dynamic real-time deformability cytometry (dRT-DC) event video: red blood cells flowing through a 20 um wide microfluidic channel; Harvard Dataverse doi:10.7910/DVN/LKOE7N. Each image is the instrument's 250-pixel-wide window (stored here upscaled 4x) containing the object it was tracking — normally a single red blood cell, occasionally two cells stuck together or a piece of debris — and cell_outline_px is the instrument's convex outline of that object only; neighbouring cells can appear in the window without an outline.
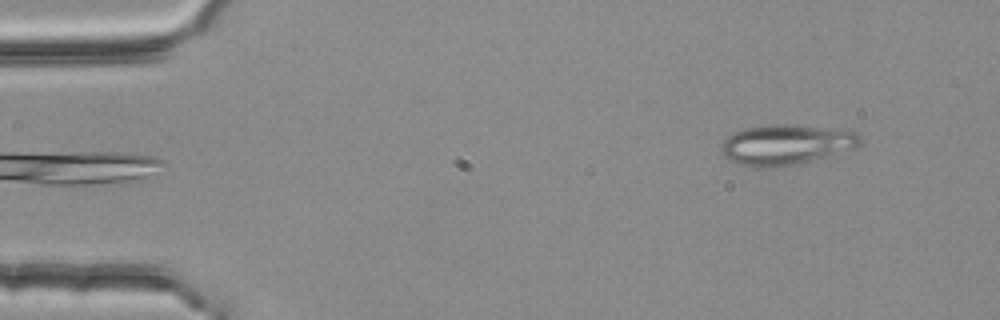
{"species": "common noctule bat (a hibernating species)", "species_latin": "Nyctalus noctula", "temperature_condition": "room temperature", "stored_images_in_passage": 4, "segment_of_instrument_passage": [2, 2], "camera_frame_rate_fps": 3000, "um_per_image_px": 0.085, "animal": {"sex": "female", "body_mass_g": 25.1}, "frame": {"image": 1, "passage_image": 4, "time_ms": 1.0, "image_size_px": [1000, 320], "cell_outline_px": [[860, 144], [856, 148], [792, 164], [772, 168], [752, 168], [740, 164], [724, 156], [720, 148], [724, 140], [728, 136], [736, 132], [748, 128], [776, 124], [784, 124], [856, 132], [860, 136]], "centroid_in_image_um": [66.76, 12.31], "position_along_channel_um": 18.2, "area_um2": 31.62}}